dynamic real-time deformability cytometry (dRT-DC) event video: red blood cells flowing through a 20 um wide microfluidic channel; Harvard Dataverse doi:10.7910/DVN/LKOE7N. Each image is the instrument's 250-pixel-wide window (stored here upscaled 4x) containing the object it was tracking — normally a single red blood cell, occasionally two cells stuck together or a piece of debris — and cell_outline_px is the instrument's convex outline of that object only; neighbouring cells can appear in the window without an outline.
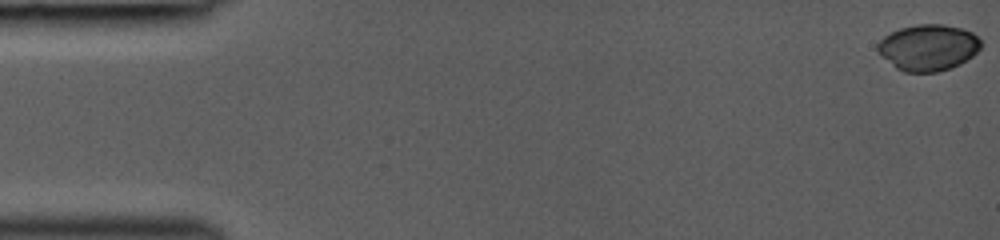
{"species": "common noctule bat (a hibernating species)", "species_latin": "Nyctalus noctula", "temperature_condition": "room temperature", "stored_images_in_passage": 14, "camera_frame_rate_fps": 3000, "um_per_image_px": 0.085, "animal": {"sex": "female", "body_mass_g": 19.0, "forearm_length_mm": 53.3}, "frame": {"image": 1, "passage_image": 1, "time_ms": 0.0, "image_size_px": [1000, 240], "cell_outline_px": [[980, 48], [972, 56], [960, 64], [936, 72], [904, 72], [896, 68], [880, 56], [876, 52], [876, 44], [884, 36], [900, 28], [916, 24], [944, 24], [960, 28], [972, 32], [980, 40]], "centroid_in_image_um": [78.85, 4.04], "position_along_channel_um": 6.2, "area_um2": 27.86}}
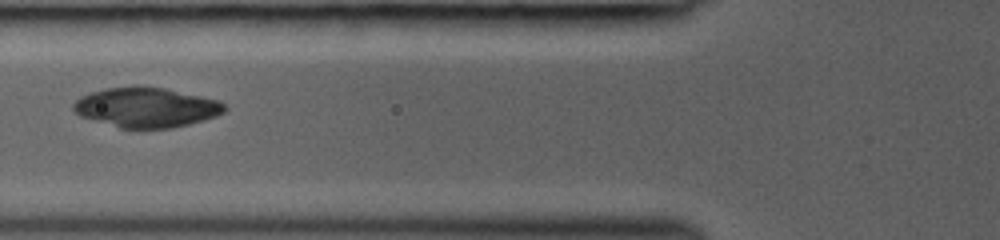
{"frame": {"image": 2, "passage_image": 12, "time_ms": 6.0, "image_size_px": [1000, 240], "cell_outline_px": [[228, 108], [224, 112], [216, 116], [204, 120], [172, 128], [120, 128], [80, 116], [72, 108], [72, 104], [80, 96], [104, 88], [132, 84], [136, 84], [164, 88], [220, 100]], "centroid_in_image_um": [12.43, 9.1], "position_along_channel_um": 113.4, "area_um2": 35.49}}
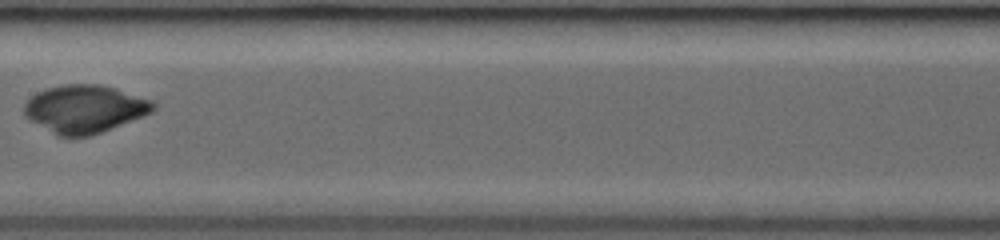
{"frame": {"image": 3, "passage_image": 14, "time_ms": 8.0, "image_size_px": [1000, 240], "cell_outline_px": [[156, 108], [152, 112], [144, 116], [100, 132], [88, 136], [60, 136], [52, 132], [24, 116], [24, 104], [36, 92], [48, 88], [64, 84], [100, 84], [116, 88], [152, 100], [156, 104]], "centroid_in_image_um": [7.22, 9.24], "position_along_channel_um": 200.2, "area_um2": 35.72}}